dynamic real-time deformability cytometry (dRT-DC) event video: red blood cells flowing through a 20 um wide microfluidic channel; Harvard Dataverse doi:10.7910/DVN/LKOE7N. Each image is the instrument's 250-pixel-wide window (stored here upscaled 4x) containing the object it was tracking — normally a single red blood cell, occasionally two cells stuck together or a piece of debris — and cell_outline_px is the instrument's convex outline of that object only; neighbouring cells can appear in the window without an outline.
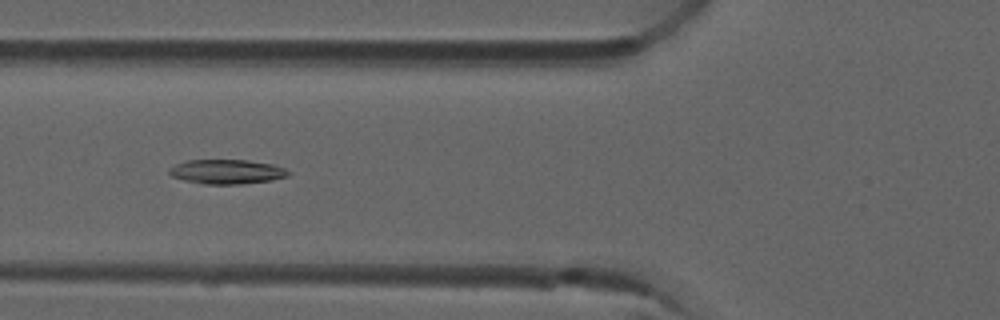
{"species": "common noctule bat (a hibernating species)", "species_latin": "Nyctalus noctula", "temperature_condition": "room temperature", "stored_images_in_passage": 7, "camera_frame_rate_fps": 3000, "um_per_image_px": 0.085, "animal": {"sex": "male", "forearm_length_mm": 52.5}, "frame": {"image": 1, "passage_image": 5, "time_ms": 1.333, "image_size_px": [1000, 320], "cell_outline_px": [[292, 172], [288, 176], [272, 180], [244, 184], [204, 184], [184, 180], [172, 176], [168, 172], [168, 168], [176, 164], [188, 160], [248, 160], [272, 164], [284, 168]], "centroid_in_image_um": [19.29, 14.6], "position_along_channel_um": 106.5, "area_um2": 17.05}}
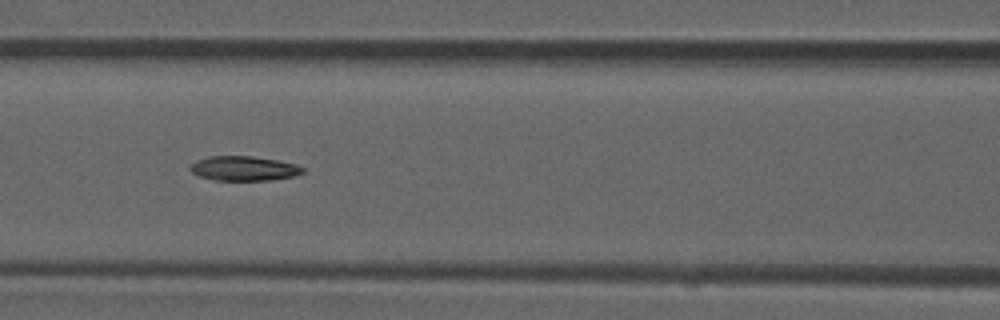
{"frame": {"image": 2, "passage_image": 6, "time_ms": 1.667, "image_size_px": [1000, 320], "cell_outline_px": [[304, 172], [296, 176], [272, 180], [216, 180], [200, 176], [192, 172], [188, 168], [196, 160], [208, 156], [252, 156], [276, 160], [296, 164], [304, 168]], "centroid_in_image_um": [20.74, 14.31], "position_along_channel_um": 145.9, "area_um2": 16.13}}
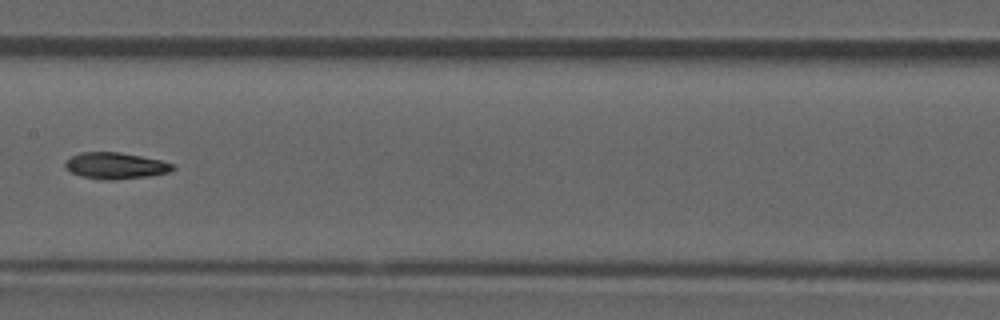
{"frame": {"image": 3, "passage_image": 7, "time_ms": 2.0, "image_size_px": [1000, 320], "cell_outline_px": [[176, 168], [168, 172], [148, 176], [112, 180], [104, 180], [80, 176], [64, 168], [64, 164], [72, 156], [80, 152], [120, 152], [160, 160], [176, 164]], "centroid_in_image_um": [9.82, 14.08], "position_along_channel_um": 197.6, "area_um2": 16.53}}